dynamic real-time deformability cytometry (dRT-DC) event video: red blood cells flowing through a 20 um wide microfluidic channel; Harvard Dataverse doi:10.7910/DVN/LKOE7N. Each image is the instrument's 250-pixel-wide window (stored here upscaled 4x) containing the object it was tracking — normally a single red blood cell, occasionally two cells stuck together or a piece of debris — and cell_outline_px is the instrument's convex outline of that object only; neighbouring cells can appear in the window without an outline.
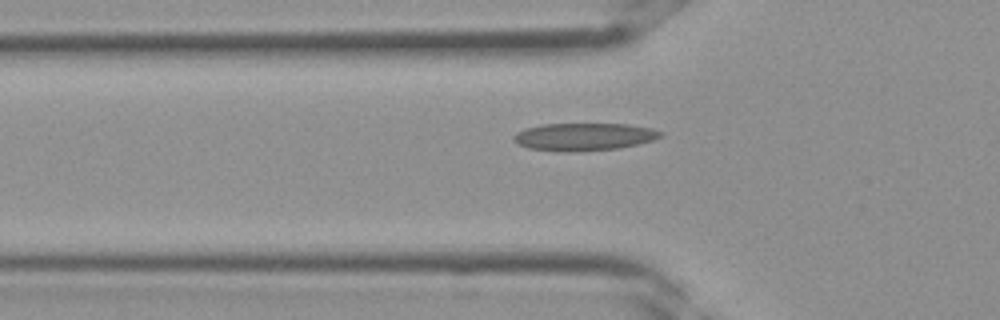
{"species": "Egyptian fruit bat (a non-hibernating species)", "species_latin": "Rousettus aegyptiacus", "temperature_condition": "room temperature", "stored_images_in_passage": 37, "segment_of_instrument_passage": [1, 2], "camera_frame_rate_fps": 3000, "um_per_image_px": 0.085, "frame": {"image": 1, "passage_image": 12, "time_ms": 3.667, "image_size_px": [1000, 320], "cell_outline_px": [[664, 136], [652, 140], [620, 148], [572, 152], [556, 152], [528, 148], [516, 144], [512, 140], [512, 136], [516, 132], [524, 128], [544, 124], [628, 124], [652, 128], [664, 132]], "centroid_in_image_um": [49.6, 11.63], "position_along_channel_um": 76.2, "area_um2": 23.99}}
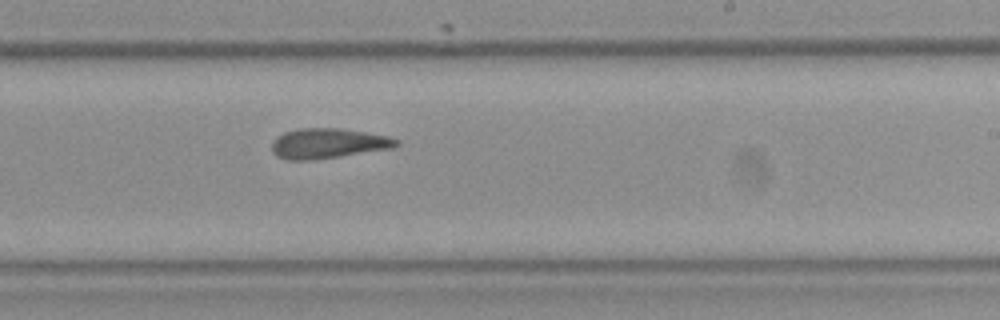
{"frame": {"image": 2, "passage_image": 22, "time_ms": 7.0, "image_size_px": [1000, 320], "cell_outline_px": [[400, 144], [396, 148], [312, 160], [288, 160], [276, 156], [272, 152], [272, 140], [276, 136], [284, 132], [300, 128], [340, 128], [364, 132], [384, 136], [400, 140]], "centroid_in_image_um": [27.87, 12.19], "position_along_channel_um": 261.1, "area_um2": 21.96}}
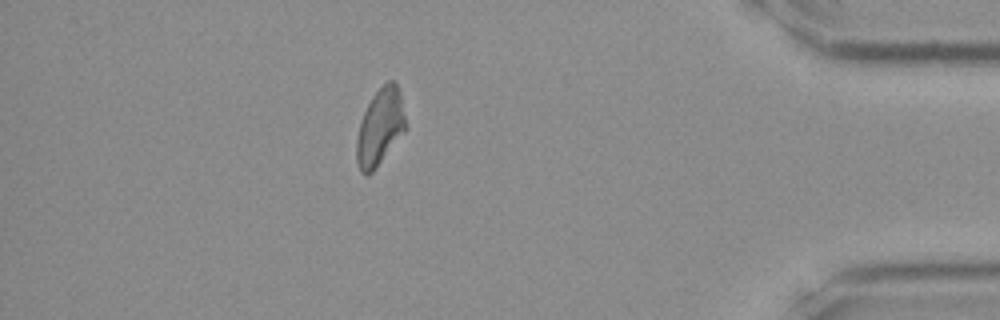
{"frame": {"image": 3, "passage_image": 32, "time_ms": 10.333, "image_size_px": [1000, 320], "cell_outline_px": [[408, 128], [376, 168], [368, 176], [364, 176], [360, 172], [356, 160], [356, 140], [360, 124], [364, 112], [372, 96], [388, 80], [392, 80], [396, 84], [400, 92]], "centroid_in_image_um": [32.31, 10.84], "position_along_channel_um": 402.9, "area_um2": 22.08}}